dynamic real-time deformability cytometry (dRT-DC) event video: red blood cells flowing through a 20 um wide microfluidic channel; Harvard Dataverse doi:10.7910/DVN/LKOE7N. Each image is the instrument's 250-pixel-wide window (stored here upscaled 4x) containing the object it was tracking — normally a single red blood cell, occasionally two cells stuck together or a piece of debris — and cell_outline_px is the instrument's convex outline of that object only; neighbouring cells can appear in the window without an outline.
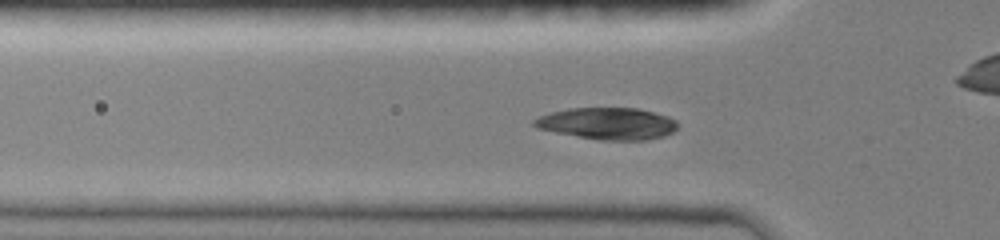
{"species": "common noctule bat (a hibernating species)", "species_latin": "Nyctalus noctula", "temperature_condition": "room temperature", "stored_images_in_passage": 35, "camera_frame_rate_fps": 3000, "um_per_image_px": 0.085, "animal": {"sex": "female", "body_mass_g": 19.0, "forearm_length_mm": 51.5}, "frame": {"image": 1, "passage_image": 2, "time_ms": 0.333, "image_size_px": [1000, 240], "cell_outline_px": [[676, 128], [672, 132], [664, 136], [644, 140], [600, 140], [556, 132], [536, 128], [532, 124], [532, 120], [540, 116], [552, 112], [568, 108], [636, 108], [668, 116], [676, 120]], "centroid_in_image_um": [51.63, 10.5], "position_along_channel_um": 74.2, "area_um2": 26.41}}
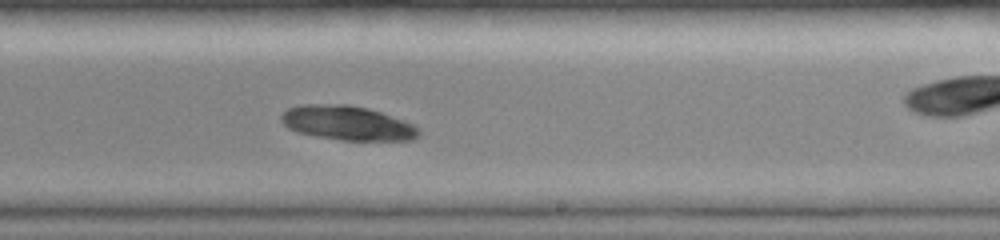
{"frame": {"image": 2, "passage_image": 16, "time_ms": 5.0, "image_size_px": [1000, 240], "cell_outline_px": [[420, 132], [412, 140], [340, 140], [316, 136], [296, 132], [288, 128], [280, 120], [280, 116], [288, 108], [300, 104], [348, 104], [368, 108], [404, 120], [420, 128]], "centroid_in_image_um": [29.5, 10.45], "position_along_channel_um": 259.5, "area_um2": 27.63}}
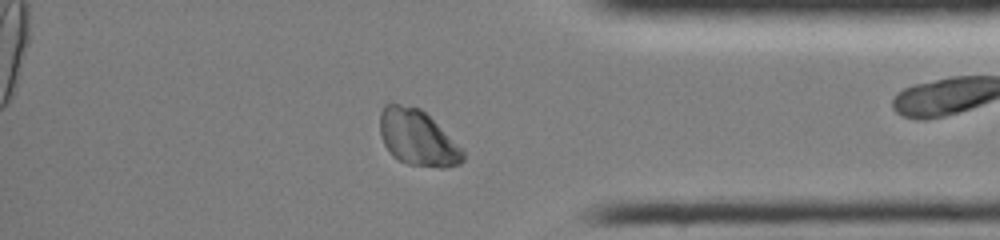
{"frame": {"image": 3, "passage_image": 27, "time_ms": 8.667, "image_size_px": [1000, 240], "cell_outline_px": [[464, 160], [460, 164], [444, 168], [440, 168], [408, 164], [392, 156], [384, 144], [380, 136], [380, 112], [384, 104], [400, 104], [420, 108], [464, 152]], "centroid_in_image_um": [35.45, 11.73], "position_along_channel_um": 399.8, "area_um2": 26.53}}